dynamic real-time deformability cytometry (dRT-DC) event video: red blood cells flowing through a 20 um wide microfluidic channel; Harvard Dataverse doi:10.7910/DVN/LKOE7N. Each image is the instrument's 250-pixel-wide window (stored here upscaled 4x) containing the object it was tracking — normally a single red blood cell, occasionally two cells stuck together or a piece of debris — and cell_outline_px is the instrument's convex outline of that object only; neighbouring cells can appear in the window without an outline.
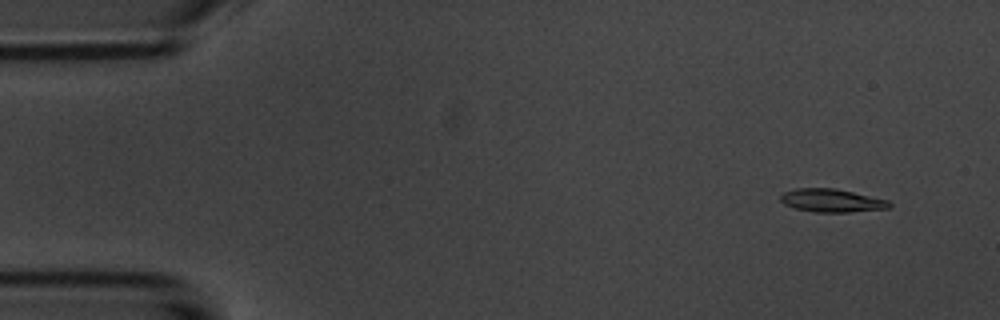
{"species": "common noctule bat (a hibernating species)", "species_latin": "Nyctalus noctula", "temperature_condition": "room temperature", "stored_images_in_passage": 5, "camera_frame_rate_fps": 3000, "um_per_image_px": 0.085, "animal": {"sex": "male", "body_mass_g": 20.1, "forearm_length_mm": 53.5}, "frame": {"image": 1, "passage_image": 2, "time_ms": 1.0, "image_size_px": [1000, 320], "cell_outline_px": [[892, 208], [848, 212], [816, 212], [796, 208], [784, 204], [780, 200], [780, 196], [784, 192], [796, 188], [836, 188], [888, 200], [892, 204]], "centroid_in_image_um": [70.72, 17.04], "position_along_channel_um": 14.3, "area_um2": 14.68}}